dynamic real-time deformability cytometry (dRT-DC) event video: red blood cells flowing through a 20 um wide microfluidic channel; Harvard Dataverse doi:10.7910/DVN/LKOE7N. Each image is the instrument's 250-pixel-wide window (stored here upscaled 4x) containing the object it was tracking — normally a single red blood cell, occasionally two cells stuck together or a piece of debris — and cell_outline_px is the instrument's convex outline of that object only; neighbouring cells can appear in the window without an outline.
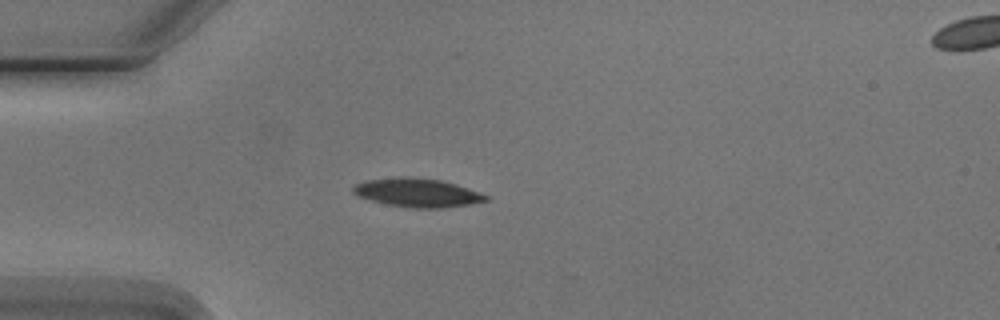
{"species": "Egyptian fruit bat (a non-hibernating species)", "species_latin": "Rousettus aegyptiacus", "temperature_condition": "cold", "stored_images_in_passage": 5, "camera_frame_rate_fps": 3000, "um_per_image_px": 0.085, "animal": {"sex": "male"}, "frame": {"image": 1, "passage_image": 4, "time_ms": 3.667, "image_size_px": [1000, 320], "cell_outline_px": [[488, 200], [468, 204], [444, 208], [408, 208], [388, 204], [356, 196], [352, 192], [352, 188], [356, 184], [364, 180], [404, 176], [440, 180], [456, 184], [488, 196]], "centroid_in_image_um": [35.42, 16.38], "position_along_channel_um": 49.6, "area_um2": 22.02}}